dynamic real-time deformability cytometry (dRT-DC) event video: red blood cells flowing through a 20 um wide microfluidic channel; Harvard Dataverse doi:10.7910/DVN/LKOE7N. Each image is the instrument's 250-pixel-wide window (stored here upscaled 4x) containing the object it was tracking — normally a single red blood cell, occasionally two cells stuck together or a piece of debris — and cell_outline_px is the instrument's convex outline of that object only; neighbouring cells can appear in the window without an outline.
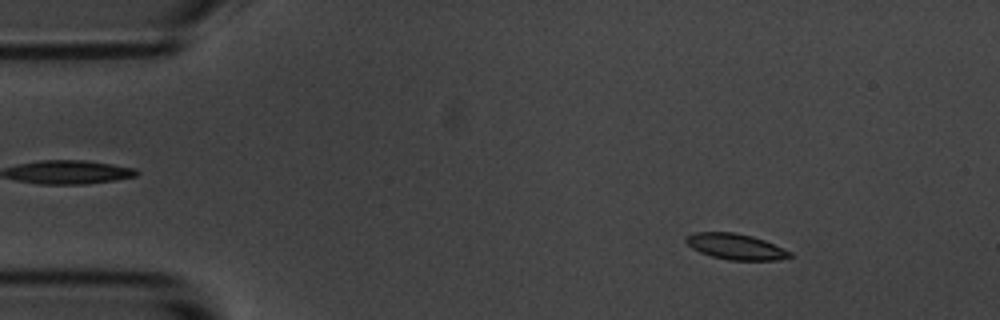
{"species": "common noctule bat (a hibernating species)", "species_latin": "Nyctalus noctula", "temperature_condition": "room temperature", "stored_images_in_passage": 57, "camera_frame_rate_fps": 3000, "um_per_image_px": 0.085, "animal": {"sex": "male", "body_mass_g": 20.1, "forearm_length_mm": 53.5}, "frame": {"image": 1, "passage_image": 7, "time_ms": 2.0, "image_size_px": [1000, 320], "cell_outline_px": [[792, 256], [776, 260], [728, 260], [712, 256], [700, 252], [692, 248], [684, 240], [684, 236], [696, 232], [736, 232], [752, 236], [764, 240], [792, 252]], "centroid_in_image_um": [62.5, 20.95], "position_along_channel_um": 22.5, "area_um2": 15.61}}
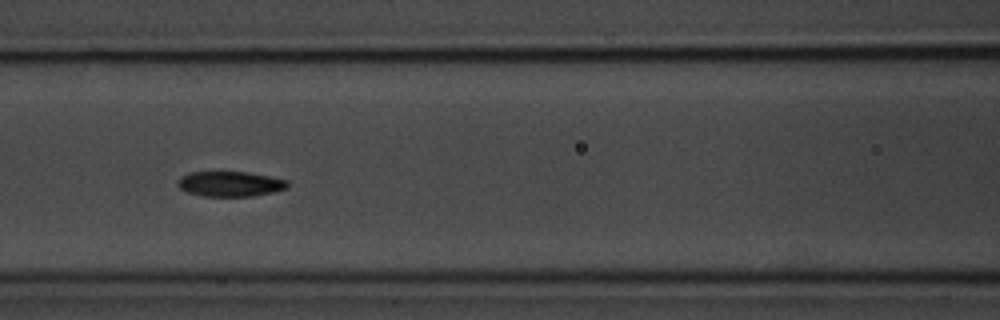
{"frame": {"image": 2, "passage_image": 24, "time_ms": 7.667, "image_size_px": [1000, 320], "cell_outline_px": [[288, 188], [272, 192], [252, 196], [200, 196], [188, 192], [180, 188], [176, 184], [180, 176], [188, 172], [244, 172], [268, 176], [288, 180]], "centroid_in_image_um": [19.53, 15.63], "position_along_channel_um": 147.1, "area_um2": 16.07}}
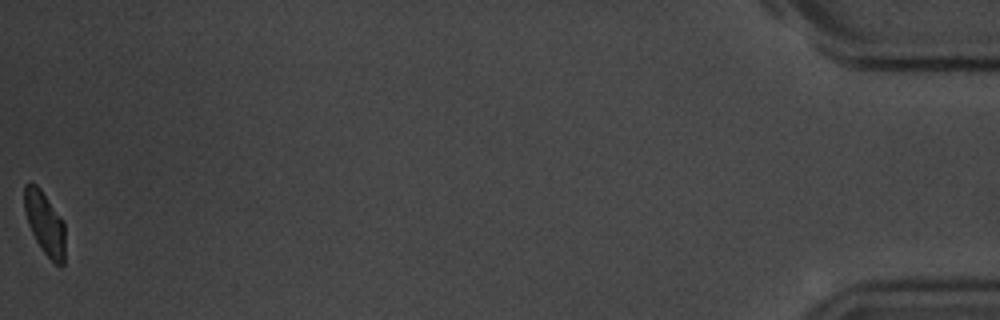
{"frame": {"image": 3, "passage_image": 57, "time_ms": 18.667, "image_size_px": [1000, 320], "cell_outline_px": [[64, 264], [56, 264], [40, 248], [28, 224], [24, 212], [24, 184], [28, 180], [32, 180], [40, 188], [64, 220]], "centroid_in_image_um": [3.78, 18.89], "position_along_channel_um": 431.4, "area_um2": 15.14}, "authors_computed_cell_mechanics": {"area_um2": 16.184, "velocity_mm_per_s": 3.4831, "shape_relaxation_time_tau1_ms": 2.6937, "shape_relaxation_time_tau2_ms": 3.5555, "deformation_change_tau1": 0.1441, "deformation_change_tau2": 0.0602}}